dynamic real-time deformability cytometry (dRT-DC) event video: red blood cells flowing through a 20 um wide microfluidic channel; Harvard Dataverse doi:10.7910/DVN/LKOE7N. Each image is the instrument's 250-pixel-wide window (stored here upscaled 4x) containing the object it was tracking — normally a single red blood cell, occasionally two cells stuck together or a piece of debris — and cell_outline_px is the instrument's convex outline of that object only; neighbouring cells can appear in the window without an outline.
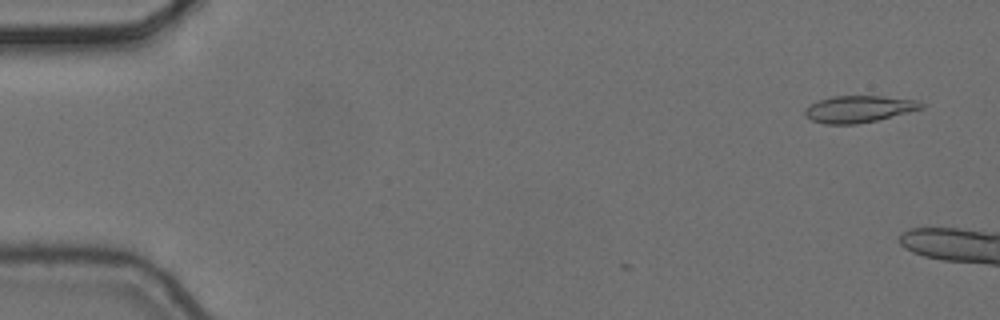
{"species": "common noctule bat (a hibernating species)", "species_latin": "Nyctalus noctula", "temperature_condition": "cold", "stored_images_in_passage": 3, "camera_frame_rate_fps": 3000, "um_per_image_px": 0.085, "animal": {"sex": "female", "body_mass_g": 24.6, "forearm_length_mm": 56.2}, "frame": {"image": 1, "passage_image": 1, "time_ms": 0.0, "image_size_px": [1000, 320], "cell_outline_px": [[924, 108], [876, 120], [856, 124], [824, 124], [812, 120], [804, 116], [804, 108], [820, 100], [832, 96], [884, 96], [916, 100], [924, 104]], "centroid_in_image_um": [72.98, 9.27], "position_along_channel_um": 12.0, "area_um2": 18.09}}